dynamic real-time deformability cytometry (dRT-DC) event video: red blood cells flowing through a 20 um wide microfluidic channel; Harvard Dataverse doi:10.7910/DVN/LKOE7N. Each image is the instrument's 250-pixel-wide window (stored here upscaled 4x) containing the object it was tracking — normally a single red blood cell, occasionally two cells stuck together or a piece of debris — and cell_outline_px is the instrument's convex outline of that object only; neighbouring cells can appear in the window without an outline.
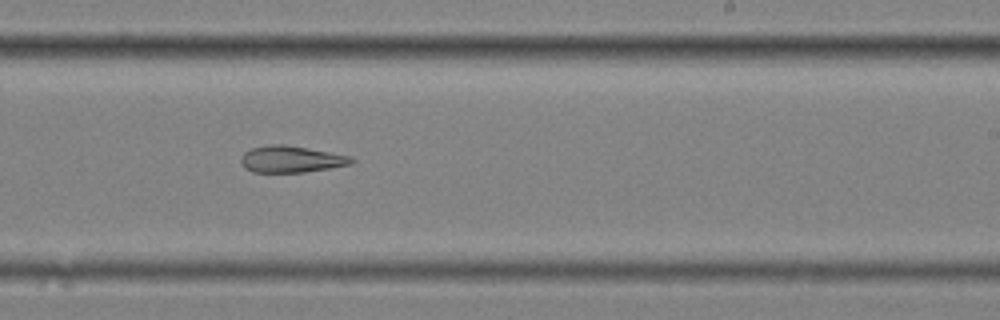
{"species": "common noctule bat (a hibernating species)", "species_latin": "Nyctalus noctula", "temperature_condition": "cold", "stored_images_in_passage": 10, "camera_frame_rate_fps": 3000, "um_per_image_px": 0.085, "animal": {"sex": "female", "body_mass_g": 25.1}, "frame": {"image": 1, "passage_image": 9, "time_ms": 2.667, "image_size_px": [1000, 320], "cell_outline_px": [[356, 160], [352, 164], [304, 172], [252, 172], [244, 168], [240, 160], [240, 156], [244, 152], [252, 148], [272, 144], [284, 144], [352, 156]], "centroid_in_image_um": [24.74, 13.53], "position_along_channel_um": 264.3, "area_um2": 17.17}}
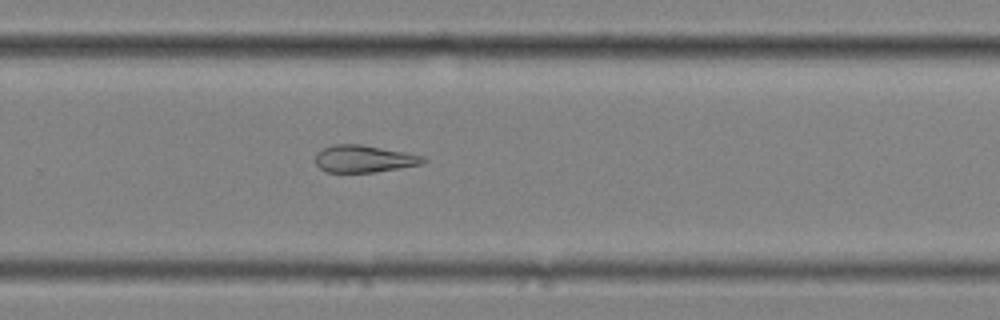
{"frame": {"image": 2, "passage_image": 10, "time_ms": 3.0, "image_size_px": [1000, 320], "cell_outline_px": [[428, 160], [420, 164], [400, 168], [376, 172], [328, 172], [320, 168], [316, 164], [316, 152], [332, 144], [360, 144], [404, 152], [424, 156]], "centroid_in_image_um": [30.93, 13.5], "position_along_channel_um": 298.9, "area_um2": 16.99}}